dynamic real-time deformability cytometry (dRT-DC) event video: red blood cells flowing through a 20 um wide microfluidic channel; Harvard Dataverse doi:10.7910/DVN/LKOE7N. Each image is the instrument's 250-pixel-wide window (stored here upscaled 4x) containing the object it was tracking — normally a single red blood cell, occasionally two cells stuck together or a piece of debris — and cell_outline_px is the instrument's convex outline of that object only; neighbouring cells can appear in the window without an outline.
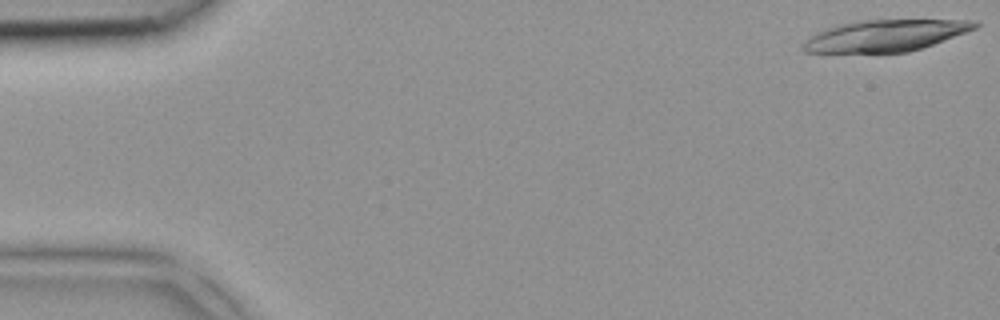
{"species": "common noctule bat (a hibernating species)", "species_latin": "Nyctalus noctula", "temperature_condition": "room temperature", "stored_images_in_passage": 3, "segment_of_instrument_passage": [2, 2], "camera_frame_rate_fps": 3000, "um_per_image_px": 0.085, "animal": {"sex": "female", "body_mass_g": 18.4}, "frame": {"image": 1, "passage_image": 3, "time_ms": 0.667, "image_size_px": [1000, 320], "cell_outline_px": [[980, 24], [976, 28], [932, 44], [908, 52], [804, 52], [800, 48], [816, 32], [824, 28], [840, 24], [860, 20], [968, 20]], "centroid_in_image_um": [75.22, 3.02], "position_along_channel_um": 9.8, "area_um2": 30.98}}